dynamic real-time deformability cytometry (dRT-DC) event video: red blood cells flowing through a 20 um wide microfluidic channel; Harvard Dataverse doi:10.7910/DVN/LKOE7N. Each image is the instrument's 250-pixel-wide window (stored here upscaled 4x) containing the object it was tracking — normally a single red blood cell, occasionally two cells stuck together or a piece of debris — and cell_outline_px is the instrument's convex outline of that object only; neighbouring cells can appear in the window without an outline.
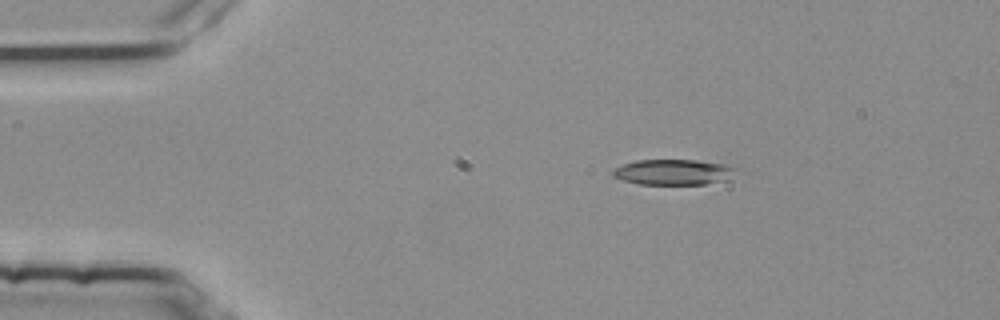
{"species": "common noctule bat (a hibernating species)", "species_latin": "Nyctalus noctula", "temperature_condition": "room temperature", "stored_images_in_passage": 3, "camera_frame_rate_fps": 3000, "um_per_image_px": 0.085, "animal": {"sex": "female", "body_mass_g": 25.1}, "frame": {"image": 1, "passage_image": 1, "time_ms": 0.0, "image_size_px": [1000, 320], "cell_outline_px": [[736, 168], [724, 180], [704, 184], [640, 184], [624, 180], [612, 176], [612, 172], [616, 168], [624, 164], [636, 160], [696, 160], [724, 164]], "centroid_in_image_um": [57.18, 14.62], "position_along_channel_um": 27.8, "area_um2": 17.86}}
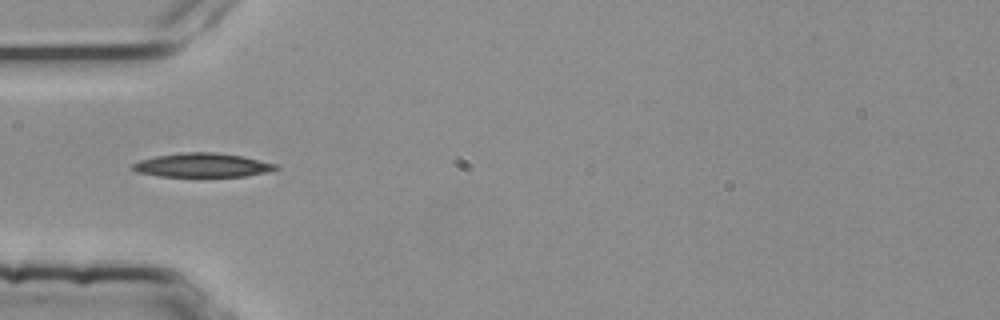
{"frame": {"image": 2, "passage_image": 3, "time_ms": 0.667, "image_size_px": [1000, 320], "cell_outline_px": [[280, 168], [268, 172], [244, 176], [160, 176], [136, 172], [132, 168], [132, 164], [140, 160], [156, 156], [184, 152], [216, 152], [244, 156], [276, 164]], "centroid_in_image_um": [17.22, 14.03], "position_along_channel_um": 67.8, "area_um2": 19.94}}